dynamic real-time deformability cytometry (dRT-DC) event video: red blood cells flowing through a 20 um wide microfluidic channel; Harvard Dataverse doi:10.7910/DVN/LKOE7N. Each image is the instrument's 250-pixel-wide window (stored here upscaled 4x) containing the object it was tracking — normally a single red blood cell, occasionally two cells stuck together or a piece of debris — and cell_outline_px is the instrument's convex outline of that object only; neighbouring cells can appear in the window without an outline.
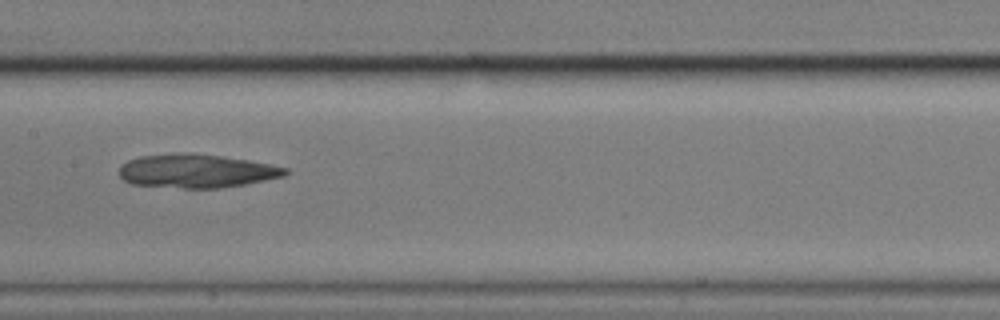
{"species": "common noctule bat (a hibernating species)", "species_latin": "Nyctalus noctula", "temperature_condition": "cold", "stored_images_in_passage": 35, "camera_frame_rate_fps": 3000, "um_per_image_px": 0.085, "animal": {"sex": "male", "body_mass_g": 17.9}, "frame": {"image": 1, "passage_image": 15, "time_ms": 4.667, "image_size_px": [1000, 320], "cell_outline_px": [[288, 172], [284, 176], [244, 184], [220, 188], [184, 188], [132, 184], [124, 180], [120, 176], [120, 164], [128, 160], [140, 156], [184, 152], [220, 156], [248, 160], [288, 168]], "centroid_in_image_um": [16.67, 14.53], "position_along_channel_um": 190.7, "area_um2": 32.31}}
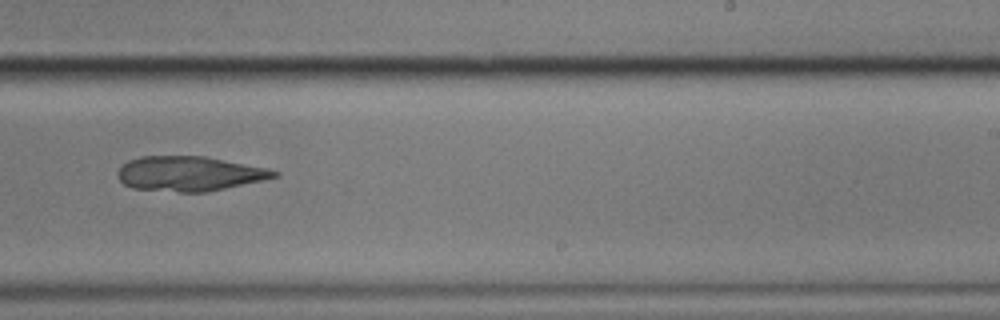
{"frame": {"image": 2, "passage_image": 22, "time_ms": 7.0, "image_size_px": [1000, 320], "cell_outline_px": [[280, 176], [264, 180], [208, 192], [180, 192], [132, 188], [124, 184], [120, 180], [116, 172], [128, 160], [140, 156], [204, 156], [268, 168], [280, 172]], "centroid_in_image_um": [16.12, 14.76], "position_along_channel_um": 272.9, "area_um2": 31.79}}
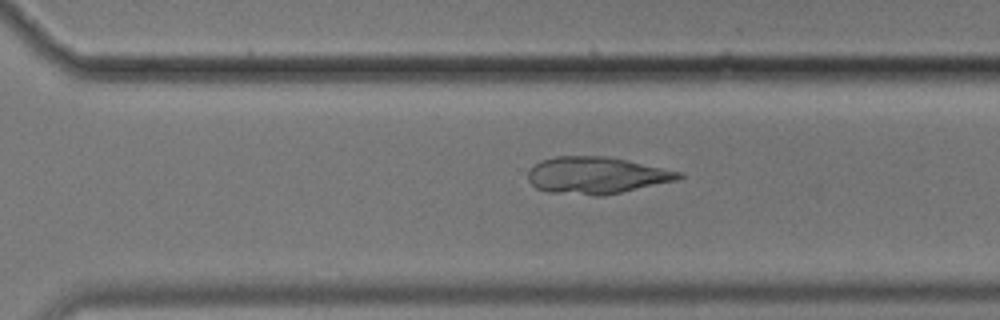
{"frame": {"image": 3, "passage_image": 26, "time_ms": 8.333, "image_size_px": [1000, 320], "cell_outline_px": [[684, 176], [676, 180], [604, 196], [596, 196], [548, 192], [536, 188], [528, 180], [528, 172], [540, 160], [556, 156], [608, 156], [684, 172]], "centroid_in_image_um": [50.7, 14.9], "position_along_channel_um": 319.9, "area_um2": 32.48}}